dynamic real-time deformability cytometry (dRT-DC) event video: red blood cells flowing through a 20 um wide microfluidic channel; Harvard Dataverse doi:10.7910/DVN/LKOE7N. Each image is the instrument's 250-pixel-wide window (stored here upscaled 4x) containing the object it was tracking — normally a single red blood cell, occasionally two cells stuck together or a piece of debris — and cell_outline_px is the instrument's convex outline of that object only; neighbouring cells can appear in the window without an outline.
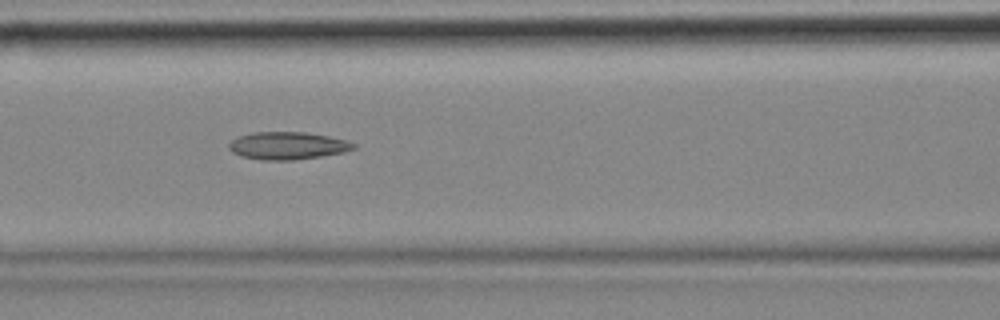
{"species": "common noctule bat (a hibernating species)", "species_latin": "Nyctalus noctula", "temperature_condition": "cold", "stored_images_in_passage": 5, "camera_frame_rate_fps": 3000, "um_per_image_px": 0.085, "animal": {"sex": "female", "body_mass_g": 18.4}, "frame": {"image": 1, "passage_image": 3, "time_ms": 0.667, "image_size_px": [1000, 320], "cell_outline_px": [[356, 148], [344, 152], [320, 156], [292, 160], [264, 160], [240, 156], [232, 152], [228, 148], [228, 144], [232, 140], [240, 136], [252, 132], [308, 132], [328, 136], [344, 140], [356, 144]], "centroid_in_image_um": [24.42, 12.38], "position_along_channel_um": 142.2, "area_um2": 19.94}}